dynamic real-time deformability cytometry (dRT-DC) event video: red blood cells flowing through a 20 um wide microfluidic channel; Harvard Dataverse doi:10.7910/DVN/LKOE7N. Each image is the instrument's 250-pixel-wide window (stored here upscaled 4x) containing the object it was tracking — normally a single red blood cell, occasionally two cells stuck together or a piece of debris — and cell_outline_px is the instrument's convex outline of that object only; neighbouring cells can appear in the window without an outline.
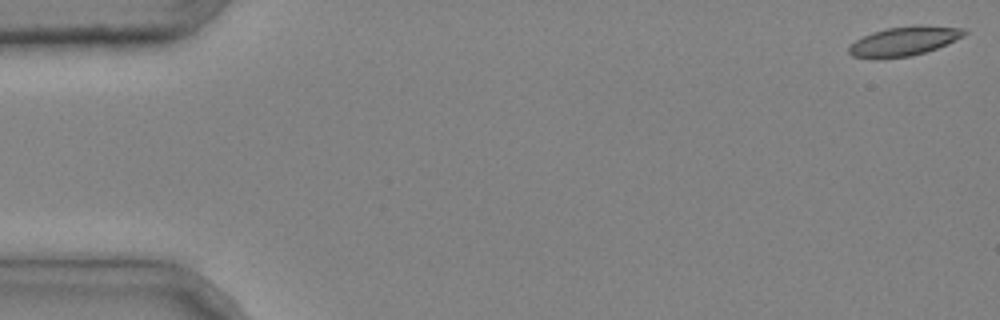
{"species": "common noctule bat (a hibernating species)", "species_latin": "Nyctalus noctula", "temperature_condition": "cold", "stored_images_in_passage": 6, "camera_frame_rate_fps": 3000, "um_per_image_px": 0.085, "animal": {"sex": "male", "body_mass_g": 20.4}, "frame": {"image": 1, "passage_image": 1, "time_ms": 0.0, "image_size_px": [1000, 320], "cell_outline_px": [[968, 32], [964, 36], [956, 40], [936, 48], [912, 56], [880, 60], [876, 60], [852, 56], [848, 52], [848, 48], [856, 40], [872, 32], [888, 28], [920, 24], [964, 28]], "centroid_in_image_um": [76.84, 3.51], "position_along_channel_um": 8.2, "area_um2": 20.0}}
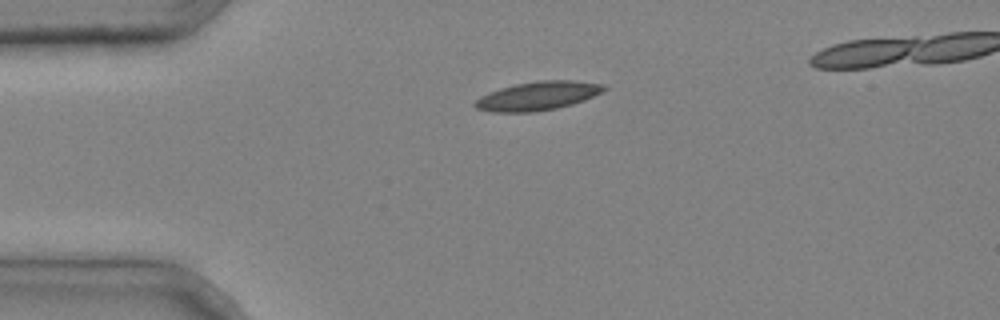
{"frame": {"image": 2, "passage_image": 4, "time_ms": 1.0, "image_size_px": [1000, 320], "cell_outline_px": [[608, 88], [584, 100], [572, 104], [556, 108], [532, 112], [492, 112], [476, 108], [472, 104], [480, 96], [488, 92], [500, 88], [516, 84], [540, 80], [572, 80], [604, 84]], "centroid_in_image_um": [45.68, 8.15], "position_along_channel_um": 39.3, "area_um2": 21.5}}